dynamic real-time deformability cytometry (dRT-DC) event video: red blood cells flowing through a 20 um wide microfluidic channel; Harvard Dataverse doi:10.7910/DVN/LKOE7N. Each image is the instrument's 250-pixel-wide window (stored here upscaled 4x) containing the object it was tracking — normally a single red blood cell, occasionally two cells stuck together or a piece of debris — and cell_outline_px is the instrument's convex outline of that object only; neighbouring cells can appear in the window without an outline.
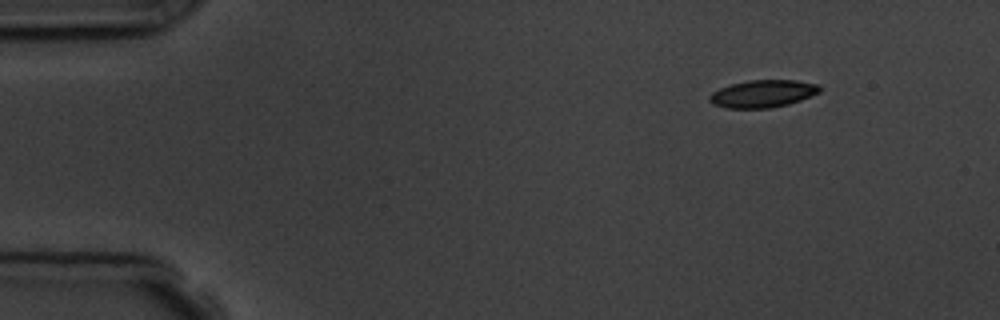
{"species": "common noctule bat (a hibernating species)", "species_latin": "Nyctalus noctula", "temperature_condition": "room temperature", "stored_images_in_passage": 8, "camera_frame_rate_fps": 3000, "um_per_image_px": 0.085, "animal": {"sex": "male", "body_mass_g": 19.5, "forearm_length_mm": 54.6}, "frame": {"image": 1, "passage_image": 1, "time_ms": 0.0, "image_size_px": [1000, 320], "cell_outline_px": [[820, 92], [800, 100], [788, 104], [768, 108], [728, 108], [712, 104], [708, 100], [708, 96], [712, 92], [720, 88], [732, 84], [748, 80], [796, 80], [820, 84]], "centroid_in_image_um": [64.83, 7.96], "position_along_channel_um": 20.2, "area_um2": 17.63}}
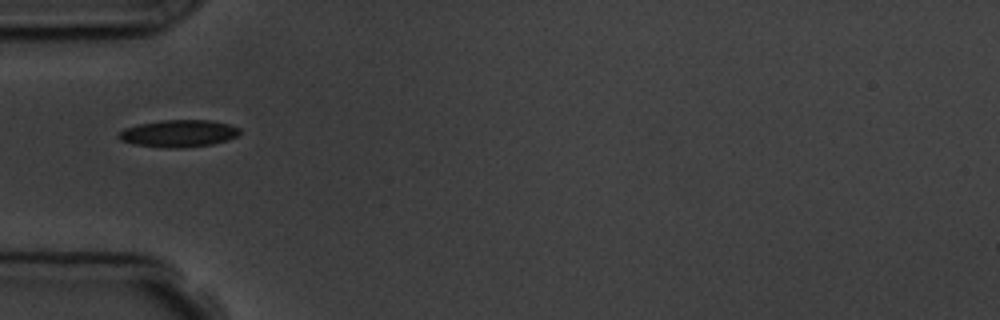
{"frame": {"image": 2, "passage_image": 4, "time_ms": 3.667, "image_size_px": [1000, 320], "cell_outline_px": [[240, 132], [236, 136], [228, 140], [212, 144], [180, 148], [164, 148], [132, 144], [120, 140], [116, 136], [124, 128], [136, 124], [160, 120], [212, 120], [228, 124], [240, 128]], "centroid_in_image_um": [15.14, 11.34], "position_along_channel_um": 69.9, "area_um2": 19.36}}